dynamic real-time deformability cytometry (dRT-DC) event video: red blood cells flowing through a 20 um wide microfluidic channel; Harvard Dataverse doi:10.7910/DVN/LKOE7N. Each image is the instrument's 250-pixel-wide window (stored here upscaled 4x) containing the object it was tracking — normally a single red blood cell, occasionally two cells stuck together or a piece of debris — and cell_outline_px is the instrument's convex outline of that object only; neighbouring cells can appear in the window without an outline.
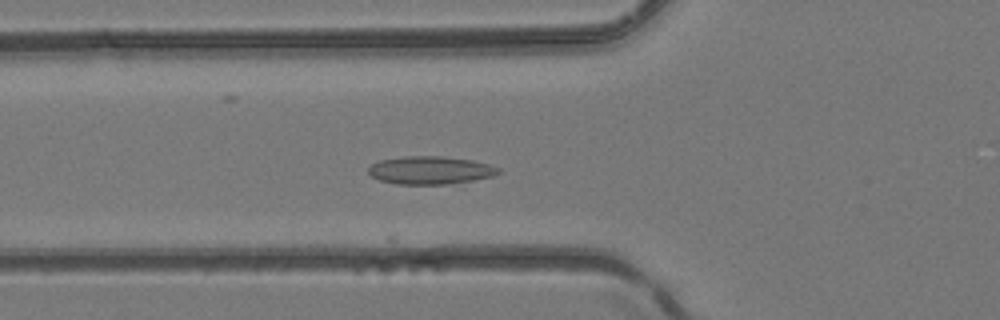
{"species": "common noctule bat (a hibernating species)", "species_latin": "Nyctalus noctula", "temperature_condition": "room temperature", "stored_images_in_passage": 37, "camera_frame_rate_fps": 3000, "um_per_image_px": 0.085, "animal": {"sex": "female", "body_mass_g": 24.6, "forearm_length_mm": 56.2}, "frame": {"image": 1, "passage_image": 9, "time_ms": 2.667, "image_size_px": [1000, 320], "cell_outline_px": [[500, 172], [492, 176], [472, 180], [444, 184], [396, 184], [380, 180], [372, 176], [368, 172], [368, 168], [372, 164], [380, 160], [404, 156], [440, 156], [472, 160], [488, 164], [500, 168]], "centroid_in_image_um": [36.55, 14.46], "position_along_channel_um": 89.2, "area_um2": 20.98}}
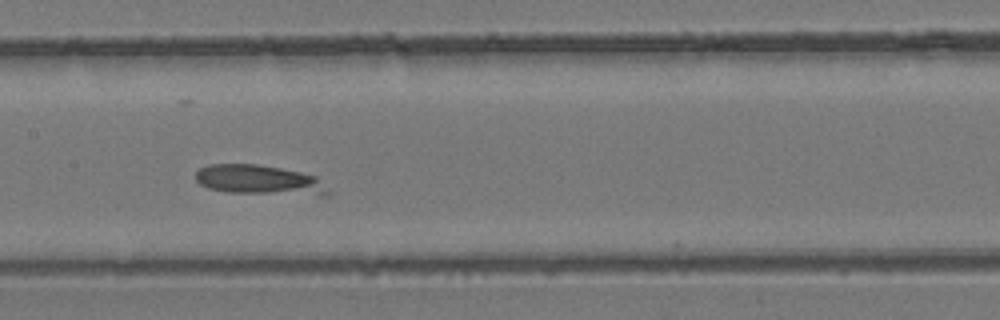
{"frame": {"image": 2, "passage_image": 15, "time_ms": 4.667, "image_size_px": [1000, 320], "cell_outline_px": [[332, 196], [320, 196], [228, 192], [208, 188], [200, 184], [196, 180], [196, 172], [200, 168], [208, 164], [256, 164], [280, 168], [300, 172], [316, 176], [332, 192]], "centroid_in_image_um": [22.11, 15.32], "position_along_channel_um": 185.3, "area_um2": 23.29}}
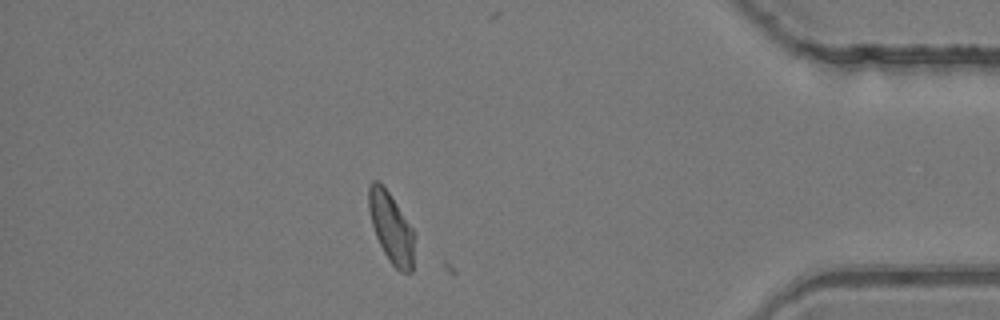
{"frame": {"image": 3, "passage_image": 31, "time_ms": 10.0, "image_size_px": [1000, 320], "cell_outline_px": [[416, 236], [412, 272], [400, 272], [388, 260], [376, 236], [372, 224], [368, 208], [368, 188], [372, 180], [376, 180], [388, 192], [416, 232]], "centroid_in_image_um": [33.28, 19.39], "position_along_channel_um": 401.9, "area_um2": 18.84}}